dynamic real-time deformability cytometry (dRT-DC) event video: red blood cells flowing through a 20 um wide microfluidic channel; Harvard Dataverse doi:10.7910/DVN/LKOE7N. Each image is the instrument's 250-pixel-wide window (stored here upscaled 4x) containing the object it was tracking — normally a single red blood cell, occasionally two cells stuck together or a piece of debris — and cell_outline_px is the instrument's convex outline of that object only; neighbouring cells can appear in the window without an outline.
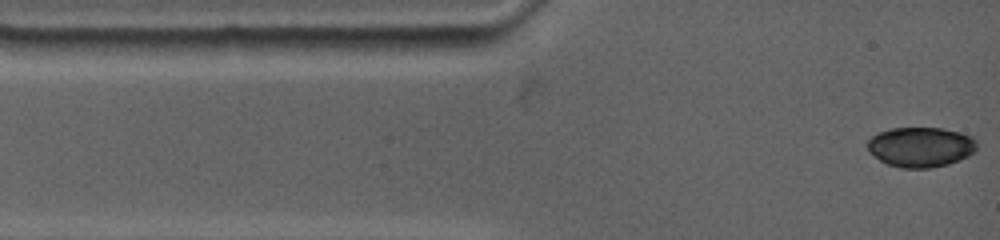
{"species": "common noctule bat (a hibernating species)", "species_latin": "Nyctalus noctula", "temperature_condition": "warm", "stored_images_in_passage": 11, "camera_frame_rate_fps": 4500, "um_per_image_px": 0.085, "animal": {"sex": "female", "body_mass_g": 19.0, "forearm_length_mm": 53.3}, "frame": {"image": 1, "passage_image": 1, "time_ms": 0.0, "image_size_px": [1000, 240], "cell_outline_px": [[976, 152], [960, 160], [948, 164], [932, 168], [900, 168], [888, 164], [880, 160], [868, 152], [868, 140], [872, 136], [888, 128], [940, 128], [960, 132], [972, 136], [976, 140]], "centroid_in_image_um": [78.27, 12.5], "position_along_channel_um": 6.7, "area_um2": 25.66}}
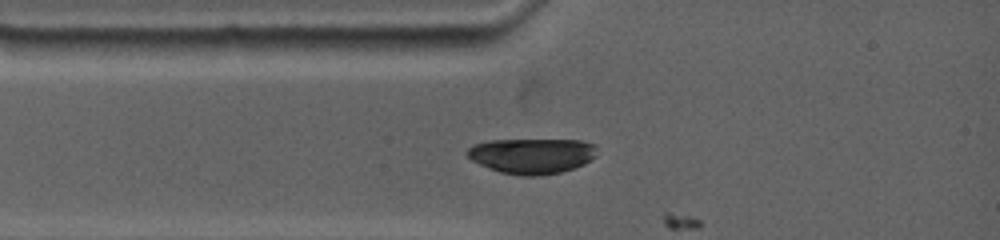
{"frame": {"image": 2, "passage_image": 10, "time_ms": 2.0, "image_size_px": [1000, 240], "cell_outline_px": [[596, 156], [584, 164], [560, 172], [536, 176], [520, 176], [500, 172], [488, 168], [472, 160], [464, 152], [472, 144], [488, 140], [580, 140], [596, 144]], "centroid_in_image_um": [45.19, 13.23], "position_along_channel_um": 39.8, "area_um2": 26.93}}